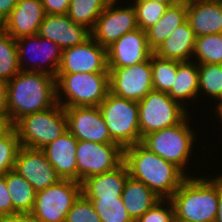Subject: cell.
<instances>
[{"label": "cell", "instance_id": "47", "mask_svg": "<svg viewBox=\"0 0 222 222\" xmlns=\"http://www.w3.org/2000/svg\"><path fill=\"white\" fill-rule=\"evenodd\" d=\"M173 222H191V221H184V220H178V219H174Z\"/></svg>", "mask_w": 222, "mask_h": 222}, {"label": "cell", "instance_id": "21", "mask_svg": "<svg viewBox=\"0 0 222 222\" xmlns=\"http://www.w3.org/2000/svg\"><path fill=\"white\" fill-rule=\"evenodd\" d=\"M77 142L78 140L67 130L42 149L61 179L77 181Z\"/></svg>", "mask_w": 222, "mask_h": 222}, {"label": "cell", "instance_id": "18", "mask_svg": "<svg viewBox=\"0 0 222 222\" xmlns=\"http://www.w3.org/2000/svg\"><path fill=\"white\" fill-rule=\"evenodd\" d=\"M38 35L66 49L84 43L91 37V30L75 23L68 15L46 14Z\"/></svg>", "mask_w": 222, "mask_h": 222}, {"label": "cell", "instance_id": "41", "mask_svg": "<svg viewBox=\"0 0 222 222\" xmlns=\"http://www.w3.org/2000/svg\"><path fill=\"white\" fill-rule=\"evenodd\" d=\"M0 117L10 118L6 83L0 82Z\"/></svg>", "mask_w": 222, "mask_h": 222}, {"label": "cell", "instance_id": "30", "mask_svg": "<svg viewBox=\"0 0 222 222\" xmlns=\"http://www.w3.org/2000/svg\"><path fill=\"white\" fill-rule=\"evenodd\" d=\"M193 58L198 64H222V33L196 37Z\"/></svg>", "mask_w": 222, "mask_h": 222}, {"label": "cell", "instance_id": "20", "mask_svg": "<svg viewBox=\"0 0 222 222\" xmlns=\"http://www.w3.org/2000/svg\"><path fill=\"white\" fill-rule=\"evenodd\" d=\"M187 21L196 37L222 33V0H187Z\"/></svg>", "mask_w": 222, "mask_h": 222}, {"label": "cell", "instance_id": "19", "mask_svg": "<svg viewBox=\"0 0 222 222\" xmlns=\"http://www.w3.org/2000/svg\"><path fill=\"white\" fill-rule=\"evenodd\" d=\"M46 16L42 0H17L15 8L0 26L14 39L38 35Z\"/></svg>", "mask_w": 222, "mask_h": 222}, {"label": "cell", "instance_id": "26", "mask_svg": "<svg viewBox=\"0 0 222 222\" xmlns=\"http://www.w3.org/2000/svg\"><path fill=\"white\" fill-rule=\"evenodd\" d=\"M187 20V0L169 6L164 15L146 30L149 48L154 52L170 33Z\"/></svg>", "mask_w": 222, "mask_h": 222}, {"label": "cell", "instance_id": "13", "mask_svg": "<svg viewBox=\"0 0 222 222\" xmlns=\"http://www.w3.org/2000/svg\"><path fill=\"white\" fill-rule=\"evenodd\" d=\"M108 70L110 92L118 97L139 102L154 90L150 58L133 66Z\"/></svg>", "mask_w": 222, "mask_h": 222}, {"label": "cell", "instance_id": "15", "mask_svg": "<svg viewBox=\"0 0 222 222\" xmlns=\"http://www.w3.org/2000/svg\"><path fill=\"white\" fill-rule=\"evenodd\" d=\"M67 130L77 139L99 144H117L108 132V128L98 107L64 108Z\"/></svg>", "mask_w": 222, "mask_h": 222}, {"label": "cell", "instance_id": "17", "mask_svg": "<svg viewBox=\"0 0 222 222\" xmlns=\"http://www.w3.org/2000/svg\"><path fill=\"white\" fill-rule=\"evenodd\" d=\"M153 53L148 45L146 31L137 28L107 47L108 68L133 66L146 61Z\"/></svg>", "mask_w": 222, "mask_h": 222}, {"label": "cell", "instance_id": "11", "mask_svg": "<svg viewBox=\"0 0 222 222\" xmlns=\"http://www.w3.org/2000/svg\"><path fill=\"white\" fill-rule=\"evenodd\" d=\"M16 45L21 70L42 72L56 78L62 55L60 46L39 35L18 38L16 39ZM27 55H30L29 58H27ZM28 63H30V66Z\"/></svg>", "mask_w": 222, "mask_h": 222}, {"label": "cell", "instance_id": "35", "mask_svg": "<svg viewBox=\"0 0 222 222\" xmlns=\"http://www.w3.org/2000/svg\"><path fill=\"white\" fill-rule=\"evenodd\" d=\"M20 148V140L14 128L5 137L0 139V176L14 169Z\"/></svg>", "mask_w": 222, "mask_h": 222}, {"label": "cell", "instance_id": "45", "mask_svg": "<svg viewBox=\"0 0 222 222\" xmlns=\"http://www.w3.org/2000/svg\"><path fill=\"white\" fill-rule=\"evenodd\" d=\"M216 102H218V103H216ZM215 102V110H216V112H215V115L214 116H216L218 119L220 118L221 120H222V94H221V96L218 98V100Z\"/></svg>", "mask_w": 222, "mask_h": 222}, {"label": "cell", "instance_id": "44", "mask_svg": "<svg viewBox=\"0 0 222 222\" xmlns=\"http://www.w3.org/2000/svg\"><path fill=\"white\" fill-rule=\"evenodd\" d=\"M215 222H222V174L219 175V200Z\"/></svg>", "mask_w": 222, "mask_h": 222}, {"label": "cell", "instance_id": "37", "mask_svg": "<svg viewBox=\"0 0 222 222\" xmlns=\"http://www.w3.org/2000/svg\"><path fill=\"white\" fill-rule=\"evenodd\" d=\"M167 207V208H166ZM175 219L173 204L170 199H160L136 222H173Z\"/></svg>", "mask_w": 222, "mask_h": 222}, {"label": "cell", "instance_id": "40", "mask_svg": "<svg viewBox=\"0 0 222 222\" xmlns=\"http://www.w3.org/2000/svg\"><path fill=\"white\" fill-rule=\"evenodd\" d=\"M0 222H40L31 212H18L0 217Z\"/></svg>", "mask_w": 222, "mask_h": 222}, {"label": "cell", "instance_id": "46", "mask_svg": "<svg viewBox=\"0 0 222 222\" xmlns=\"http://www.w3.org/2000/svg\"><path fill=\"white\" fill-rule=\"evenodd\" d=\"M134 1L161 2V3H164V4L168 5V6H172V5L180 3L183 0H134Z\"/></svg>", "mask_w": 222, "mask_h": 222}, {"label": "cell", "instance_id": "36", "mask_svg": "<svg viewBox=\"0 0 222 222\" xmlns=\"http://www.w3.org/2000/svg\"><path fill=\"white\" fill-rule=\"evenodd\" d=\"M65 222H102L90 200L83 194L68 211Z\"/></svg>", "mask_w": 222, "mask_h": 222}, {"label": "cell", "instance_id": "34", "mask_svg": "<svg viewBox=\"0 0 222 222\" xmlns=\"http://www.w3.org/2000/svg\"><path fill=\"white\" fill-rule=\"evenodd\" d=\"M131 3L136 11L138 28L143 31L153 26L169 7L161 2L133 1Z\"/></svg>", "mask_w": 222, "mask_h": 222}, {"label": "cell", "instance_id": "33", "mask_svg": "<svg viewBox=\"0 0 222 222\" xmlns=\"http://www.w3.org/2000/svg\"><path fill=\"white\" fill-rule=\"evenodd\" d=\"M199 96L204 92L217 101L222 94V64H198Z\"/></svg>", "mask_w": 222, "mask_h": 222}, {"label": "cell", "instance_id": "16", "mask_svg": "<svg viewBox=\"0 0 222 222\" xmlns=\"http://www.w3.org/2000/svg\"><path fill=\"white\" fill-rule=\"evenodd\" d=\"M14 170L23 176L36 192L44 190L61 179L40 149L21 146L16 157Z\"/></svg>", "mask_w": 222, "mask_h": 222}, {"label": "cell", "instance_id": "25", "mask_svg": "<svg viewBox=\"0 0 222 222\" xmlns=\"http://www.w3.org/2000/svg\"><path fill=\"white\" fill-rule=\"evenodd\" d=\"M168 95L179 102L185 109L186 100H197L199 95L198 63L191 60L187 62L177 61L176 78Z\"/></svg>", "mask_w": 222, "mask_h": 222}, {"label": "cell", "instance_id": "12", "mask_svg": "<svg viewBox=\"0 0 222 222\" xmlns=\"http://www.w3.org/2000/svg\"><path fill=\"white\" fill-rule=\"evenodd\" d=\"M119 0H110L97 18L91 37L101 46L107 48L125 33L138 28L136 11L129 4L117 6ZM116 6V7H115Z\"/></svg>", "mask_w": 222, "mask_h": 222}, {"label": "cell", "instance_id": "5", "mask_svg": "<svg viewBox=\"0 0 222 222\" xmlns=\"http://www.w3.org/2000/svg\"><path fill=\"white\" fill-rule=\"evenodd\" d=\"M189 115L177 125L147 134L141 141L150 151L177 166L186 176H190L185 170L197 139V134L190 126Z\"/></svg>", "mask_w": 222, "mask_h": 222}, {"label": "cell", "instance_id": "8", "mask_svg": "<svg viewBox=\"0 0 222 222\" xmlns=\"http://www.w3.org/2000/svg\"><path fill=\"white\" fill-rule=\"evenodd\" d=\"M141 141L149 133L179 124L190 112L167 93L152 90L138 102Z\"/></svg>", "mask_w": 222, "mask_h": 222}, {"label": "cell", "instance_id": "6", "mask_svg": "<svg viewBox=\"0 0 222 222\" xmlns=\"http://www.w3.org/2000/svg\"><path fill=\"white\" fill-rule=\"evenodd\" d=\"M14 129L23 147L42 150L67 131L64 108L56 103L53 107L21 117Z\"/></svg>", "mask_w": 222, "mask_h": 222}, {"label": "cell", "instance_id": "3", "mask_svg": "<svg viewBox=\"0 0 222 222\" xmlns=\"http://www.w3.org/2000/svg\"><path fill=\"white\" fill-rule=\"evenodd\" d=\"M216 176L210 179L203 176L185 178L170 198L175 219L215 222L219 200V175Z\"/></svg>", "mask_w": 222, "mask_h": 222}, {"label": "cell", "instance_id": "31", "mask_svg": "<svg viewBox=\"0 0 222 222\" xmlns=\"http://www.w3.org/2000/svg\"><path fill=\"white\" fill-rule=\"evenodd\" d=\"M150 63L154 90L168 94L173 86L174 78H176L177 61L163 59L153 53Z\"/></svg>", "mask_w": 222, "mask_h": 222}, {"label": "cell", "instance_id": "24", "mask_svg": "<svg viewBox=\"0 0 222 222\" xmlns=\"http://www.w3.org/2000/svg\"><path fill=\"white\" fill-rule=\"evenodd\" d=\"M121 197L126 210L134 222L161 199L143 182L132 178L130 175L124 184Z\"/></svg>", "mask_w": 222, "mask_h": 222}, {"label": "cell", "instance_id": "43", "mask_svg": "<svg viewBox=\"0 0 222 222\" xmlns=\"http://www.w3.org/2000/svg\"><path fill=\"white\" fill-rule=\"evenodd\" d=\"M13 128L14 124L10 118L0 117V139L5 137Z\"/></svg>", "mask_w": 222, "mask_h": 222}, {"label": "cell", "instance_id": "29", "mask_svg": "<svg viewBox=\"0 0 222 222\" xmlns=\"http://www.w3.org/2000/svg\"><path fill=\"white\" fill-rule=\"evenodd\" d=\"M110 0H71L68 17L92 30Z\"/></svg>", "mask_w": 222, "mask_h": 222}, {"label": "cell", "instance_id": "42", "mask_svg": "<svg viewBox=\"0 0 222 222\" xmlns=\"http://www.w3.org/2000/svg\"><path fill=\"white\" fill-rule=\"evenodd\" d=\"M17 0H0V26L15 8Z\"/></svg>", "mask_w": 222, "mask_h": 222}, {"label": "cell", "instance_id": "23", "mask_svg": "<svg viewBox=\"0 0 222 222\" xmlns=\"http://www.w3.org/2000/svg\"><path fill=\"white\" fill-rule=\"evenodd\" d=\"M196 35L186 20L175 28L170 36L154 51L163 59L187 62L193 59Z\"/></svg>", "mask_w": 222, "mask_h": 222}, {"label": "cell", "instance_id": "10", "mask_svg": "<svg viewBox=\"0 0 222 222\" xmlns=\"http://www.w3.org/2000/svg\"><path fill=\"white\" fill-rule=\"evenodd\" d=\"M77 182L90 176L111 171L124 161V149L119 144H99L78 140L76 148Z\"/></svg>", "mask_w": 222, "mask_h": 222}, {"label": "cell", "instance_id": "2", "mask_svg": "<svg viewBox=\"0 0 222 222\" xmlns=\"http://www.w3.org/2000/svg\"><path fill=\"white\" fill-rule=\"evenodd\" d=\"M6 86L13 124L25 115L47 110L57 103L56 79L46 73L21 70Z\"/></svg>", "mask_w": 222, "mask_h": 222}, {"label": "cell", "instance_id": "1", "mask_svg": "<svg viewBox=\"0 0 222 222\" xmlns=\"http://www.w3.org/2000/svg\"><path fill=\"white\" fill-rule=\"evenodd\" d=\"M124 162L129 175L143 182L161 199H170L187 177L141 142L124 148Z\"/></svg>", "mask_w": 222, "mask_h": 222}, {"label": "cell", "instance_id": "7", "mask_svg": "<svg viewBox=\"0 0 222 222\" xmlns=\"http://www.w3.org/2000/svg\"><path fill=\"white\" fill-rule=\"evenodd\" d=\"M98 108L115 143L124 149L141 142L138 102L109 92Z\"/></svg>", "mask_w": 222, "mask_h": 222}, {"label": "cell", "instance_id": "14", "mask_svg": "<svg viewBox=\"0 0 222 222\" xmlns=\"http://www.w3.org/2000/svg\"><path fill=\"white\" fill-rule=\"evenodd\" d=\"M109 73L107 48L92 37L84 43L62 50L57 74Z\"/></svg>", "mask_w": 222, "mask_h": 222}, {"label": "cell", "instance_id": "9", "mask_svg": "<svg viewBox=\"0 0 222 222\" xmlns=\"http://www.w3.org/2000/svg\"><path fill=\"white\" fill-rule=\"evenodd\" d=\"M82 194V183L60 179L57 183L36 192L31 213L40 222H65L68 211Z\"/></svg>", "mask_w": 222, "mask_h": 222}, {"label": "cell", "instance_id": "28", "mask_svg": "<svg viewBox=\"0 0 222 222\" xmlns=\"http://www.w3.org/2000/svg\"><path fill=\"white\" fill-rule=\"evenodd\" d=\"M20 71L16 39L0 27V82L7 83Z\"/></svg>", "mask_w": 222, "mask_h": 222}, {"label": "cell", "instance_id": "38", "mask_svg": "<svg viewBox=\"0 0 222 222\" xmlns=\"http://www.w3.org/2000/svg\"><path fill=\"white\" fill-rule=\"evenodd\" d=\"M18 213L13 208V203L5 182V174L0 176V217Z\"/></svg>", "mask_w": 222, "mask_h": 222}, {"label": "cell", "instance_id": "4", "mask_svg": "<svg viewBox=\"0 0 222 222\" xmlns=\"http://www.w3.org/2000/svg\"><path fill=\"white\" fill-rule=\"evenodd\" d=\"M55 79L56 102L63 108L98 107L110 92L109 73L57 74Z\"/></svg>", "mask_w": 222, "mask_h": 222}, {"label": "cell", "instance_id": "39", "mask_svg": "<svg viewBox=\"0 0 222 222\" xmlns=\"http://www.w3.org/2000/svg\"><path fill=\"white\" fill-rule=\"evenodd\" d=\"M71 0H42L46 14L66 15Z\"/></svg>", "mask_w": 222, "mask_h": 222}, {"label": "cell", "instance_id": "32", "mask_svg": "<svg viewBox=\"0 0 222 222\" xmlns=\"http://www.w3.org/2000/svg\"><path fill=\"white\" fill-rule=\"evenodd\" d=\"M87 199L92 202L102 222H134L123 204L122 197Z\"/></svg>", "mask_w": 222, "mask_h": 222}, {"label": "cell", "instance_id": "22", "mask_svg": "<svg viewBox=\"0 0 222 222\" xmlns=\"http://www.w3.org/2000/svg\"><path fill=\"white\" fill-rule=\"evenodd\" d=\"M128 176L129 171L123 161L111 171L93 175L85 179L82 182V194L86 198L121 197Z\"/></svg>", "mask_w": 222, "mask_h": 222}, {"label": "cell", "instance_id": "27", "mask_svg": "<svg viewBox=\"0 0 222 222\" xmlns=\"http://www.w3.org/2000/svg\"><path fill=\"white\" fill-rule=\"evenodd\" d=\"M5 182L13 208L17 212H31L36 198L33 186L14 169L5 173Z\"/></svg>", "mask_w": 222, "mask_h": 222}]
</instances>
